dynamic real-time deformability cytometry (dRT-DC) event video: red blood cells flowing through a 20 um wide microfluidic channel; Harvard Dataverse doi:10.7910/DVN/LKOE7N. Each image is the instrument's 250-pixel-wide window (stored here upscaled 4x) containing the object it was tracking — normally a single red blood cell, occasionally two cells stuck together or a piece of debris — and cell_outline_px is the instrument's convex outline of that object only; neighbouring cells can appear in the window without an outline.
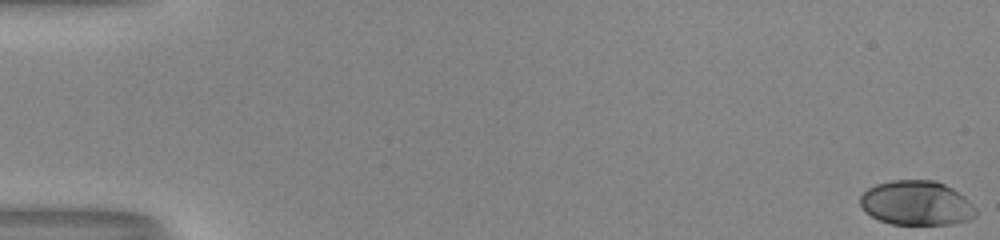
{"species": "human", "species_latin": "Homo sapiens", "temperature_condition": "room temperature", "stored_images_in_passage": 54, "camera_frame_rate_fps": 3000, "um_per_image_px": 0.085, "donor": {"sex": "male"}, "frame": {"image": 1, "passage_image": 1, "time_ms": 0.0, "image_size_px": [1000, 240], "cell_outline_px": [[976, 216], [968, 220], [952, 224], [892, 224], [880, 220], [864, 212], [860, 204], [860, 196], [868, 188], [876, 184], [892, 180], [936, 180], [952, 188], [964, 196], [976, 208]], "centroid_in_image_um": [77.9, 17.26], "position_along_channel_um": 7.1, "area_um2": 30.06}}
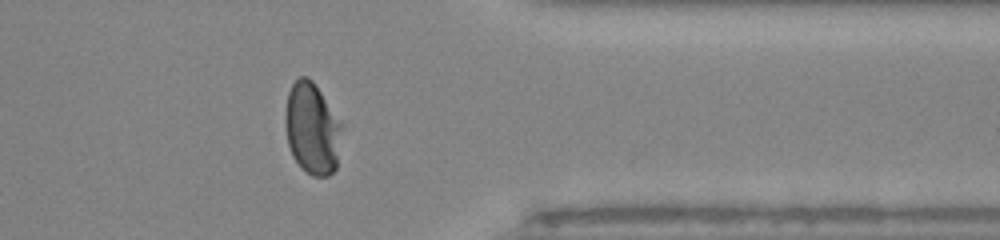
{"frame": {"image": 2, "passage_image": 44, "time_ms": 14.333, "image_size_px": [1000, 240], "cell_outline_px": [[340, 128], [336, 168], [328, 176], [312, 176], [300, 168], [292, 156], [288, 144], [284, 124], [284, 112], [288, 92], [292, 84], [300, 76], [308, 76], [312, 80], [320, 92], [340, 124]], "centroid_in_image_um": [26.45, 10.94], "position_along_channel_um": 384.9, "area_um2": 29.71}}
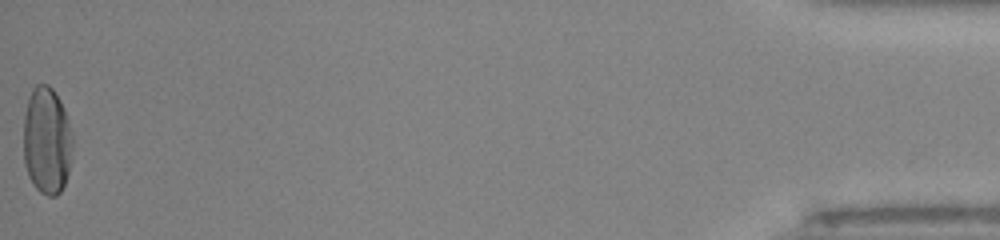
{"frame": {"image": 3, "passage_image": 54, "time_ms": 17.667, "image_size_px": [1000, 240], "cell_outline_px": [[72, 144], [68, 172], [64, 184], [60, 192], [56, 196], [48, 196], [40, 192], [32, 184], [28, 176], [24, 164], [24, 112], [32, 88], [36, 84], [48, 84], [52, 88], [60, 100], [64, 108], [72, 136]], "centroid_in_image_um": [3.96, 11.96], "position_along_channel_um": 431.2, "area_um2": 30.75}, "authors_computed_cell_mechanics": {"area_um2": 30.056, "velocity_mm_per_s": 4.0044, "shape_relaxation_time_tau1_ms": 4.173, "shape_relaxation_time_tau2_ms": null, "deformation_change_tau1": 0.1972, "deformation_change_tau2": null}}